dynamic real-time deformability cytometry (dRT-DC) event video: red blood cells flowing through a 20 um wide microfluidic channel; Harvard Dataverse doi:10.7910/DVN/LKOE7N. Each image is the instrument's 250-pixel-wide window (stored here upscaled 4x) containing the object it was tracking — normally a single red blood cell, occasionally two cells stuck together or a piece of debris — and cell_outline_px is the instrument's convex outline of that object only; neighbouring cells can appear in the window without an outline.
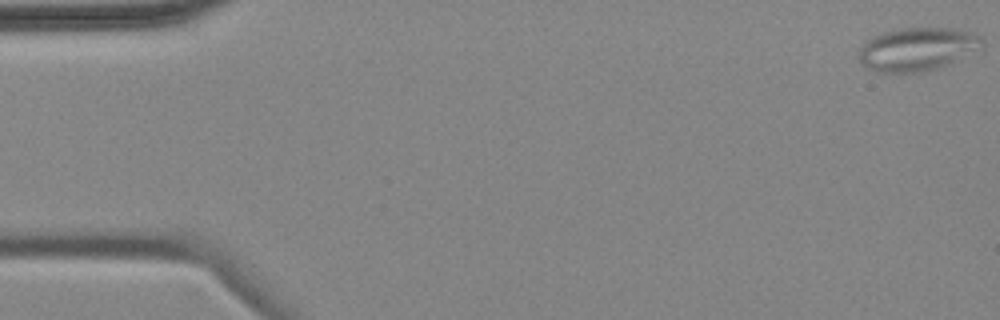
{"species": "common noctule bat (a hibernating species)", "species_latin": "Nyctalus noctula", "temperature_condition": "cold", "stored_images_in_passage": 7, "camera_frame_rate_fps": 3000, "um_per_image_px": 0.085, "animal": {"sex": "female", "body_mass_g": 18.4}, "frame": {"image": 1, "passage_image": 1, "time_ms": 0.0, "image_size_px": [1000, 320], "cell_outline_px": [[984, 48], [948, 64], [936, 68], [920, 72], [876, 72], [868, 68], [860, 60], [860, 48], [872, 36], [884, 32], [900, 28], [956, 28], [972, 32], [984, 36]], "centroid_in_image_um": [78.06, 4.16], "position_along_channel_um": 6.9, "area_um2": 31.21}}